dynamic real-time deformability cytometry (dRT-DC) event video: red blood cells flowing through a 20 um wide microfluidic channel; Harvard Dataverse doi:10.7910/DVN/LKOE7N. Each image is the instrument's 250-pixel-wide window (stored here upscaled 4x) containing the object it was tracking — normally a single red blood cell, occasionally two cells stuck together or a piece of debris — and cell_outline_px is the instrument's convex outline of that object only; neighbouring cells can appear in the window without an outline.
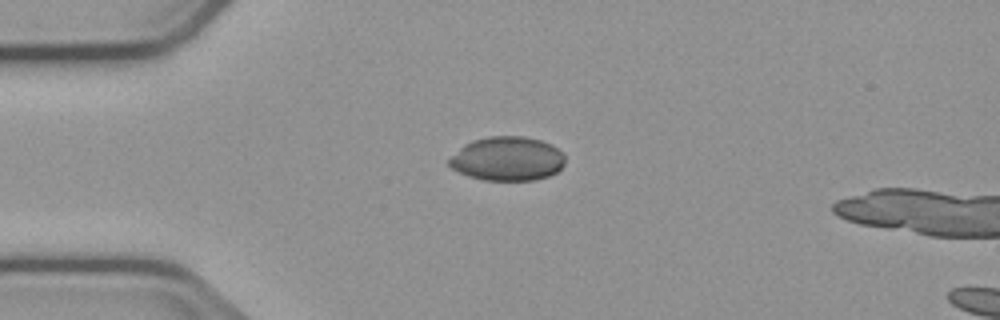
{"species": "common noctule bat (a hibernating species)", "species_latin": "Nyctalus noctula", "temperature_condition": "cold", "stored_images_in_passage": 5, "camera_frame_rate_fps": 3000, "um_per_image_px": 0.085, "animal": {"sex": "male", "body_mass_g": 23.1, "forearm_length_mm": 52.7}, "frame": {"image": 1, "passage_image": 1, "time_ms": 0.0, "image_size_px": [1000, 320], "cell_outline_px": [[564, 164], [556, 172], [548, 176], [536, 180], [484, 180], [468, 176], [452, 168], [448, 164], [448, 160], [464, 144], [472, 140], [488, 136], [524, 136], [540, 140], [552, 144], [564, 152]], "centroid_in_image_um": [43.14, 13.48], "position_along_channel_um": 41.9, "area_um2": 29.88}}